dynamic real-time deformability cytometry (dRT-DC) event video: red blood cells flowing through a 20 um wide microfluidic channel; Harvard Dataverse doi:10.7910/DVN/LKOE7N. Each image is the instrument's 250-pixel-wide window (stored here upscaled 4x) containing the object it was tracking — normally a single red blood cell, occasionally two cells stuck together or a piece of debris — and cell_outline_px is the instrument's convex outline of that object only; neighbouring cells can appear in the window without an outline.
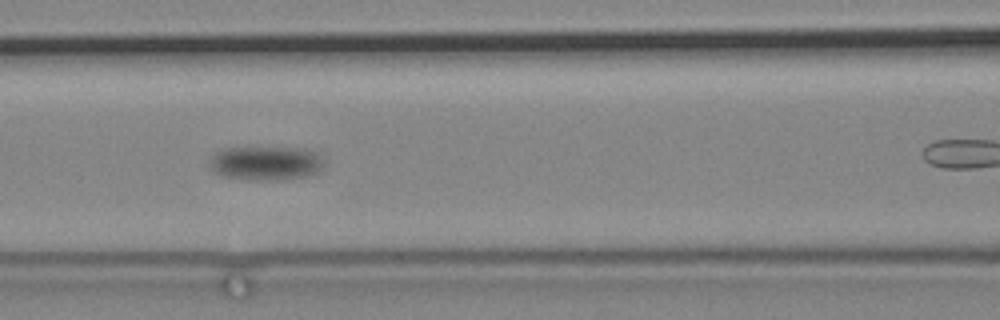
{"species": "common noctule bat (a hibernating species)", "species_latin": "Nyctalus noctula", "temperature_condition": "cold", "stored_images_in_passage": 50, "camera_frame_rate_fps": 3000, "um_per_image_px": 0.085, "animal": {"sex": "male", "body_mass_g": 19.2, "forearm_length_mm": 51.8}, "frame": {"image": 1, "passage_image": 16, "time_ms": 5.0, "image_size_px": [1000, 320], "cell_outline_px": [[324, 164], [316, 172], [308, 176], [276, 180], [260, 180], [224, 176], [212, 172], [208, 164], [208, 160], [216, 152], [224, 148], [296, 148], [316, 152], [324, 160]], "centroid_in_image_um": [22.55, 13.87], "position_along_channel_um": 144.0, "area_um2": 22.6}}